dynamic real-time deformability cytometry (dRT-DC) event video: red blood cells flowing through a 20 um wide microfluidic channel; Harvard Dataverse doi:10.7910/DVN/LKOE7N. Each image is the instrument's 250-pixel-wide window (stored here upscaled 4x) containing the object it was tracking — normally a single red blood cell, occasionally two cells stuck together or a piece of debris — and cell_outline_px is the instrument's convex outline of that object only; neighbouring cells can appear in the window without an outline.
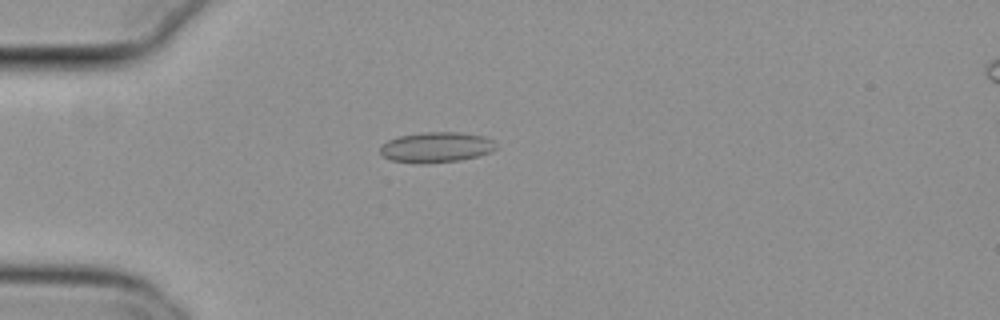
{"species": "common noctule bat (a hibernating species)", "species_latin": "Nyctalus noctula", "temperature_condition": "cold", "stored_images_in_passage": 52, "camera_frame_rate_fps": 3000, "um_per_image_px": 0.085, "animal": {"sex": "female", "body_mass_g": 29.2, "forearm_length_mm": 56.3}, "frame": {"image": 1, "passage_image": 13, "time_ms": 4.0, "image_size_px": [1000, 320], "cell_outline_px": [[496, 148], [488, 152], [476, 156], [460, 160], [424, 164], [420, 164], [392, 160], [384, 156], [380, 152], [380, 148], [388, 140], [400, 136], [424, 132], [460, 132], [484, 136], [492, 140]], "centroid_in_image_um": [37.07, 12.52], "position_along_channel_um": 47.9, "area_um2": 20.29}}
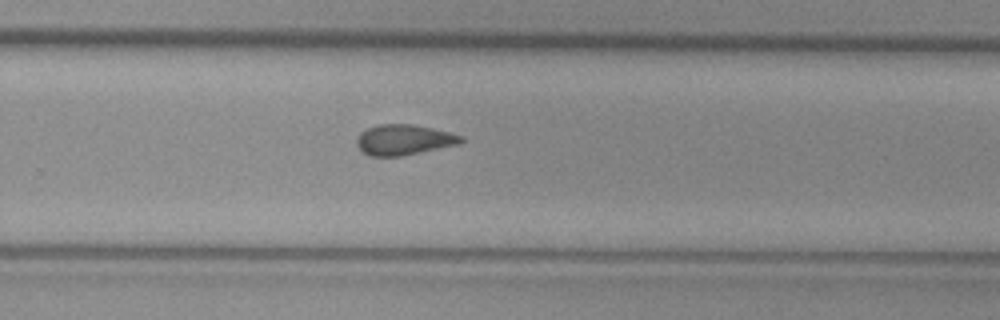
{"frame": {"image": 2, "passage_image": 34, "time_ms": 11.0, "image_size_px": [1000, 320], "cell_outline_px": [[464, 140], [460, 144], [400, 156], [368, 156], [356, 144], [356, 140], [360, 132], [368, 128], [380, 124], [412, 124], [432, 128], [464, 136]], "centroid_in_image_um": [34.33, 11.88], "position_along_channel_um": 295.5, "area_um2": 18.44}}
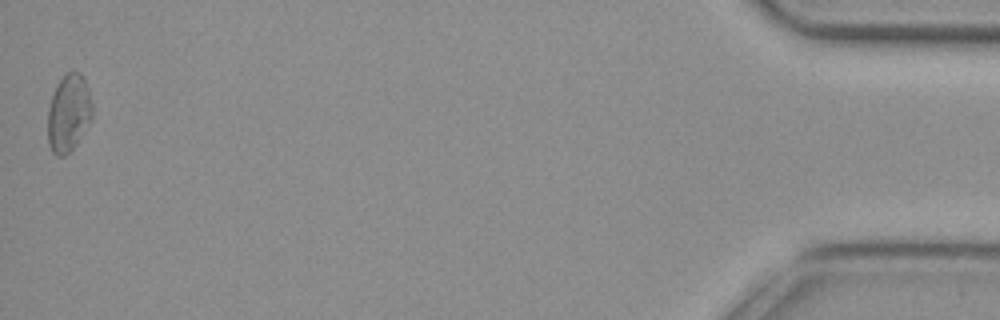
{"frame": {"image": 3, "passage_image": 52, "time_ms": 17.0, "image_size_px": [1000, 320], "cell_outline_px": [[92, 116], [76, 144], [64, 156], [56, 156], [52, 152], [48, 144], [48, 108], [56, 84], [68, 72], [80, 72], [84, 76], [88, 88], [92, 104]], "centroid_in_image_um": [5.82, 9.6], "position_along_channel_um": 429.4, "area_um2": 19.94}, "authors_computed_cell_mechanics": {"area_um2": 18.8428, "velocity_mm_per_s": 3.801, "shape_relaxation_time_tau1_ms": null, "shape_relaxation_time_tau2_ms": 2.7274, "deformation_change_tau1": null, "deformation_change_tau2": 0.0719}}